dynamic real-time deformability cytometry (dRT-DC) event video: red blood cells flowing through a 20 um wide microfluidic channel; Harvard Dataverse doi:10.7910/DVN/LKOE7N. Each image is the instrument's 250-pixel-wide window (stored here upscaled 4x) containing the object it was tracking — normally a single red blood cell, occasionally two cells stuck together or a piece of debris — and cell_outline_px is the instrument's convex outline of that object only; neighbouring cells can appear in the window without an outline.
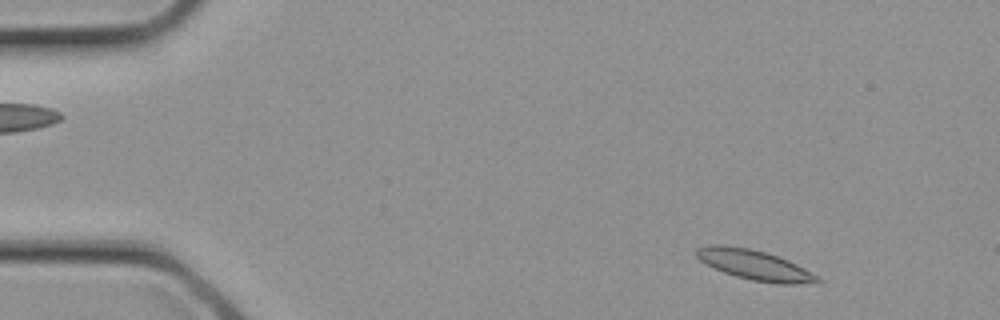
{"species": "common noctule bat (a hibernating species)", "species_latin": "Nyctalus noctula", "temperature_condition": "cold", "stored_images_in_passage": 2, "camera_frame_rate_fps": 3000, "um_per_image_px": 0.085, "animal": {"sex": "female", "body_mass_g": 21.9}, "frame": {"image": 1, "passage_image": 2, "time_ms": 0.333, "image_size_px": [1000, 320], "cell_outline_px": [[820, 280], [796, 284], [780, 284], [752, 280], [736, 276], [724, 272], [700, 260], [696, 256], [696, 248], [708, 244], [724, 244], [748, 248], [764, 252], [788, 260], [820, 276]], "centroid_in_image_um": [64.1, 22.5], "position_along_channel_um": 20.9, "area_um2": 20.81}}